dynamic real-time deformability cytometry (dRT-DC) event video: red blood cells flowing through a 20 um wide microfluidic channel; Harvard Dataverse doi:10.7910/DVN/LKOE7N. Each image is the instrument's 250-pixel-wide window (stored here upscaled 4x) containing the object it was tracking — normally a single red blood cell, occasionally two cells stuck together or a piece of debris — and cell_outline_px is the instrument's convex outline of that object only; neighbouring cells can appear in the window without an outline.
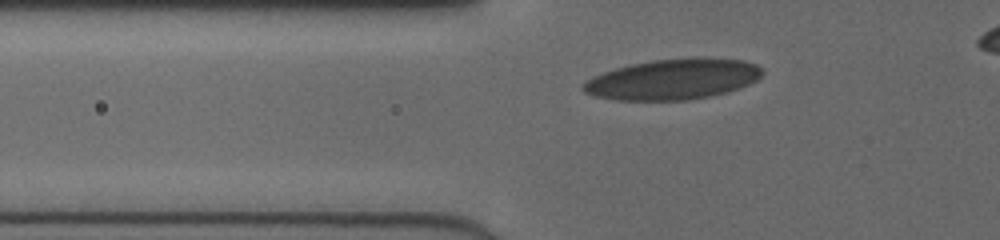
{"species": "human", "species_latin": "Homo sapiens", "temperature_condition": "cold", "stored_images_in_passage": 33, "camera_frame_rate_fps": 3000, "um_per_image_px": 0.085, "donor": {"sex": "female"}, "frame": {"image": 1, "passage_image": 2, "time_ms": 0.333, "image_size_px": [1000, 240], "cell_outline_px": [[764, 72], [756, 80], [740, 88], [728, 92], [688, 100], [616, 100], [596, 96], [584, 92], [580, 88], [580, 84], [584, 80], [592, 76], [628, 64], [652, 60], [696, 56], [744, 60], [756, 64]], "centroid_in_image_um": [57.18, 6.72], "position_along_channel_um": 68.6, "area_um2": 42.89}}
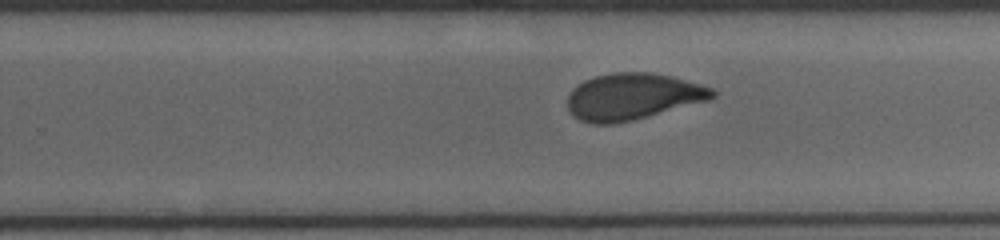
{"frame": {"image": 2, "passage_image": 18, "time_ms": 5.667, "image_size_px": [1000, 240], "cell_outline_px": [[716, 96], [708, 100], [632, 120], [612, 124], [596, 124], [580, 120], [568, 108], [568, 96], [572, 88], [584, 80], [596, 76], [616, 72], [652, 72], [672, 76], [700, 84], [712, 88], [716, 92]], "centroid_in_image_um": [53.78, 8.19], "position_along_channel_um": 276.0, "area_um2": 38.96}}
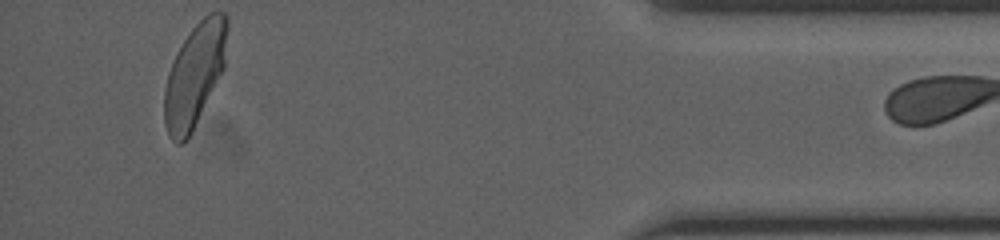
{"frame": {"image": 3, "passage_image": 32, "time_ms": 10.333, "image_size_px": [1000, 240], "cell_outline_px": [[228, 28], [224, 68], [192, 132], [180, 144], [176, 144], [168, 136], [164, 124], [164, 88], [168, 72], [184, 40], [192, 28], [208, 12], [224, 12], [228, 16]], "centroid_in_image_um": [16.55, 6.37], "position_along_channel_um": 418.7, "area_um2": 37.63}}